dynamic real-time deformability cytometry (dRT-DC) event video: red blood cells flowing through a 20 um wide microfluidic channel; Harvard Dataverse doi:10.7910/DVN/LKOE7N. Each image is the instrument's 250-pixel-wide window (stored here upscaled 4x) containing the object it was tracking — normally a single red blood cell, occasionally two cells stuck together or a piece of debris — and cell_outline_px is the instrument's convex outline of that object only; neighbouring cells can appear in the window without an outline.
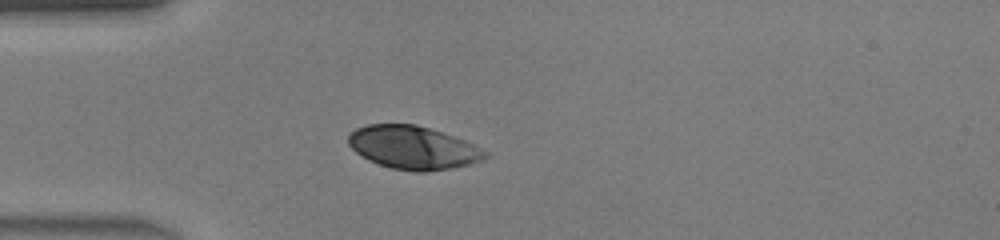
{"species": "human", "species_latin": "Homo sapiens", "temperature_condition": "warm", "stored_images_in_passage": 34, "camera_frame_rate_fps": 3000, "um_per_image_px": 0.085, "donor": {"sex": "male"}, "frame": {"image": 1, "passage_image": 1, "time_ms": 0.0, "image_size_px": [1000, 240], "cell_outline_px": [[488, 156], [480, 160], [468, 164], [452, 168], [428, 172], [416, 172], [392, 168], [368, 160], [356, 152], [348, 144], [348, 136], [356, 128], [368, 124], [416, 124], [464, 140], [488, 152]], "centroid_in_image_um": [35.09, 12.55], "position_along_channel_um": 49.9, "area_um2": 34.1}}
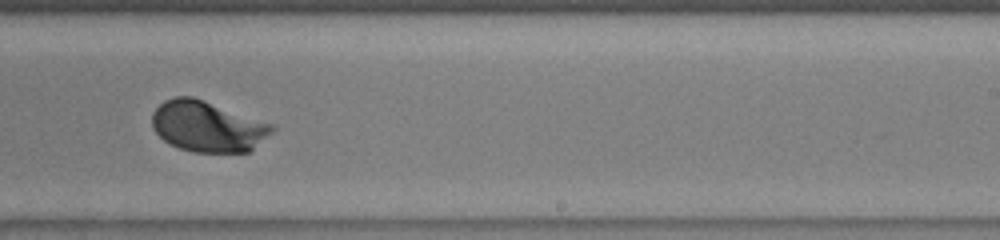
{"frame": {"image": 2, "passage_image": 17, "time_ms": 5.333, "image_size_px": [1000, 240], "cell_outline_px": [[276, 128], [272, 132], [248, 152], [192, 152], [180, 148], [164, 140], [152, 128], [152, 112], [164, 100], [176, 96], [192, 96], [204, 100], [272, 124]], "centroid_in_image_um": [17.61, 10.74], "position_along_channel_um": 271.4, "area_um2": 35.2}}
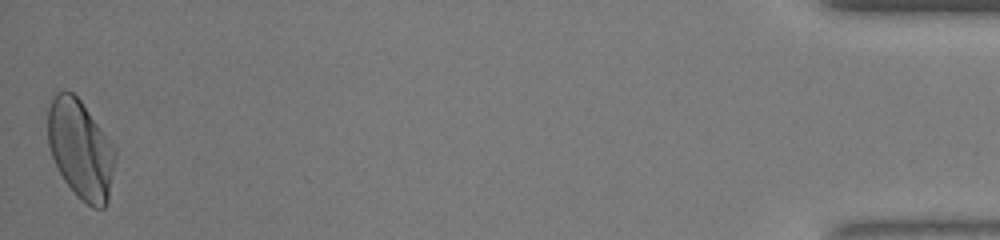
{"frame": {"image": 3, "passage_image": 34, "time_ms": 11.0, "image_size_px": [1000, 240], "cell_outline_px": [[116, 156], [108, 204], [104, 208], [92, 208], [76, 196], [64, 180], [52, 156], [48, 144], [48, 108], [52, 96], [56, 92], [64, 88], [72, 92], [80, 100], [116, 148]], "centroid_in_image_um": [6.86, 12.7], "position_along_channel_um": 428.3, "area_um2": 39.07}, "authors_computed_cell_mechanics": {"area_um2": 35.2291, "velocity_mm_per_s": 4.4184, "shape_relaxation_time_tau1_ms": 1.8426, "shape_relaxation_time_tau2_ms": null, "deformation_change_tau1": 0.1351, "deformation_change_tau2": null}}